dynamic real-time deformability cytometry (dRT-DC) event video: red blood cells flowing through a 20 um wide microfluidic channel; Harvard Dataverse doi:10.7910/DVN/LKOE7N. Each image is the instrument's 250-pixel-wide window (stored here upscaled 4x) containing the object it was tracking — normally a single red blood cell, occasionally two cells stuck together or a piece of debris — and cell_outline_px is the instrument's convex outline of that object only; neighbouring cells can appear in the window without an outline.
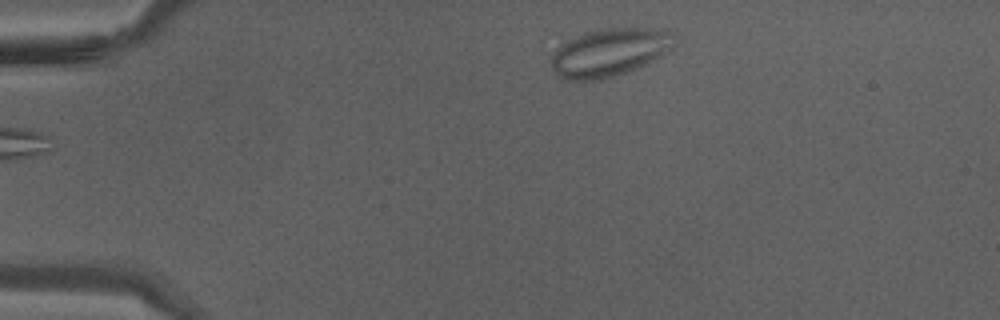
{"species": "Egyptian fruit bat (a non-hibernating species)", "species_latin": "Rousettus aegyptiacus", "temperature_condition": "warm", "stored_images_in_passage": 34, "camera_frame_rate_fps": 3000, "um_per_image_px": 0.085, "animal": {"sex": "male"}, "frame": {"image": 1, "passage_image": 1, "time_ms": 0.0, "image_size_px": [1000, 320], "cell_outline_px": [[676, 44], [660, 56], [636, 68], [600, 80], [564, 80], [552, 68], [552, 56], [556, 44], [564, 40], [584, 32], [600, 28], [668, 28], [676, 32]], "centroid_in_image_um": [51.81, 4.4], "position_along_channel_um": 33.2, "area_um2": 34.97}}